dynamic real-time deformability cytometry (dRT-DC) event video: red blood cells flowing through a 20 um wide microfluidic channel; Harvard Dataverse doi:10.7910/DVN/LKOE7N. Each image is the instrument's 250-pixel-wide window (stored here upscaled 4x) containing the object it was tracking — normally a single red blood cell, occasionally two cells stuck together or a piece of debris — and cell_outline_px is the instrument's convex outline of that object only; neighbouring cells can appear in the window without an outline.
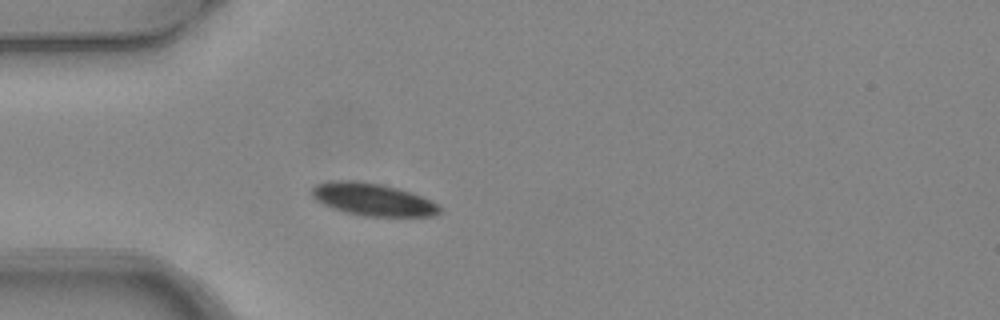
{"species": "common noctule bat (a hibernating species)", "species_latin": "Nyctalus noctula", "temperature_condition": "warm", "stored_images_in_passage": 2, "camera_frame_rate_fps": 3000, "um_per_image_px": 0.085, "animal": {"sex": "female", "body_mass_g": 24.6, "forearm_length_mm": 56.2}, "frame": {"image": 1, "passage_image": 2, "time_ms": 0.333, "image_size_px": [1000, 320], "cell_outline_px": [[440, 212], [436, 216], [360, 216], [344, 212], [332, 208], [316, 200], [312, 196], [312, 188], [316, 184], [328, 180], [356, 180], [380, 184], [412, 192], [440, 204]], "centroid_in_image_um": [31.68, 16.95], "position_along_channel_um": 53.3, "area_um2": 24.39}}